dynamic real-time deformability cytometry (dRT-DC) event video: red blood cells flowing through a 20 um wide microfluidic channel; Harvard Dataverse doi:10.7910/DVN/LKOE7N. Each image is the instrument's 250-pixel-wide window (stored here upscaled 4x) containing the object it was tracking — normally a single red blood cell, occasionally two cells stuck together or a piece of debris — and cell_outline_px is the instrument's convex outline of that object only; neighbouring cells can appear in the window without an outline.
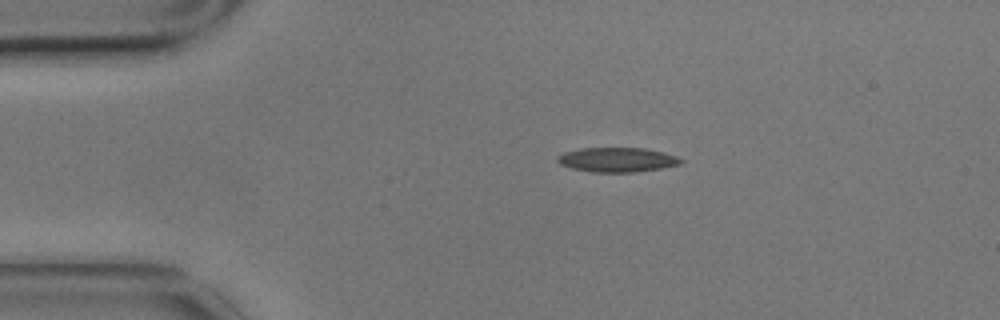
{"species": "common noctule bat (a hibernating species)", "species_latin": "Nyctalus noctula", "temperature_condition": "cold", "stored_images_in_passage": 9, "camera_frame_rate_fps": 3000, "um_per_image_px": 0.085, "animal": {"sex": "male", "body_mass_g": 17.9}, "frame": {"image": 1, "passage_image": 2, "time_ms": 0.333, "image_size_px": [1000, 320], "cell_outline_px": [[684, 160], [680, 164], [660, 168], [636, 172], [592, 172], [572, 168], [560, 164], [556, 160], [556, 156], [564, 152], [580, 148], [644, 148], [664, 152], [676, 156]], "centroid_in_image_um": [52.44, 13.57], "position_along_channel_um": 32.6, "area_um2": 17.63}}
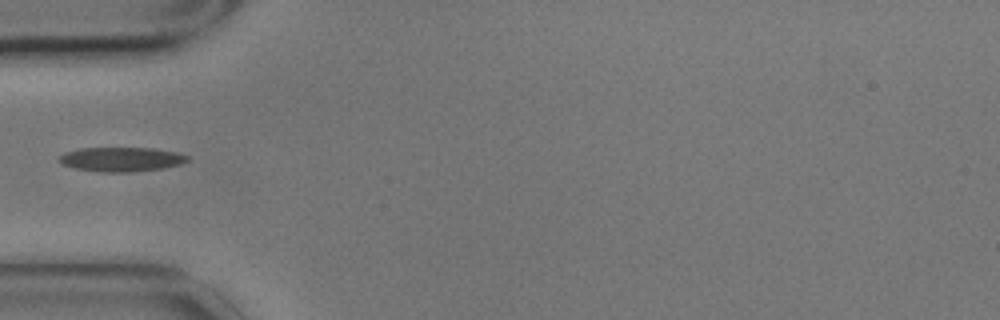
{"frame": {"image": 2, "passage_image": 4, "time_ms": 1.0, "image_size_px": [1000, 320], "cell_outline_px": [[188, 160], [180, 164], [160, 168], [132, 172], [100, 172], [76, 168], [64, 164], [60, 160], [60, 156], [64, 152], [80, 148], [152, 148], [176, 152], [188, 156]], "centroid_in_image_um": [10.31, 13.53], "position_along_channel_um": 74.7, "area_um2": 17.92}}